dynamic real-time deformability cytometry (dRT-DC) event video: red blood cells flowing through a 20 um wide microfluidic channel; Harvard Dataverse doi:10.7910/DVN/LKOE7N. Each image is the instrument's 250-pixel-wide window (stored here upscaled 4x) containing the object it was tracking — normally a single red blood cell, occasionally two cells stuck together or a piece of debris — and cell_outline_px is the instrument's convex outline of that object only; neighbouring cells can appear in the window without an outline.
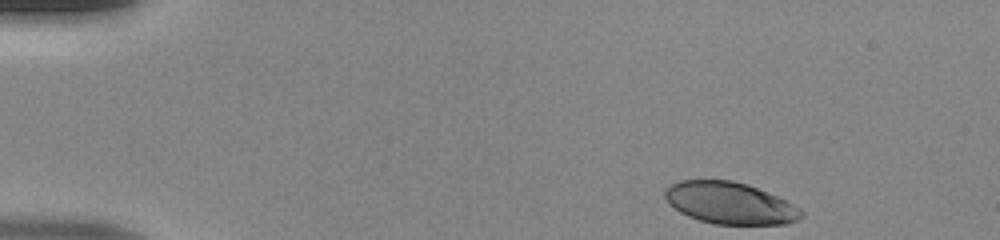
{"species": "human", "species_latin": "Homo sapiens", "temperature_condition": "room temperature", "stored_images_in_passage": 43, "camera_frame_rate_fps": 3000, "um_per_image_px": 0.085, "donor": {"sex": "male"}, "frame": {"image": 1, "passage_image": 1, "time_ms": 0.0, "image_size_px": [1000, 240], "cell_outline_px": [[804, 216], [796, 220], [784, 224], [712, 224], [688, 216], [680, 212], [668, 204], [664, 196], [664, 192], [672, 184], [680, 180], [732, 180], [748, 184], [776, 196], [800, 208], [804, 212]], "centroid_in_image_um": [62.02, 17.26], "position_along_channel_um": 23.0, "area_um2": 33.12}}
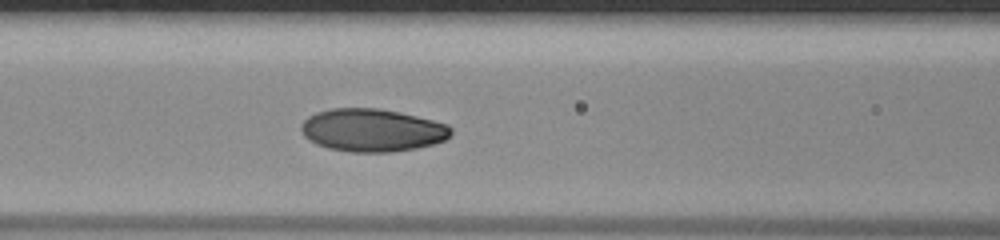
{"frame": {"image": 2, "passage_image": 16, "time_ms": 5.0, "image_size_px": [1000, 240], "cell_outline_px": [[452, 132], [444, 140], [432, 144], [416, 148], [392, 152], [352, 152], [328, 148], [316, 144], [308, 140], [304, 136], [300, 128], [300, 124], [308, 116], [316, 112], [332, 108], [376, 108], [400, 112], [448, 124], [452, 128]], "centroid_in_image_um": [31.6, 11.06], "position_along_channel_um": 135.0, "area_um2": 37.45}}
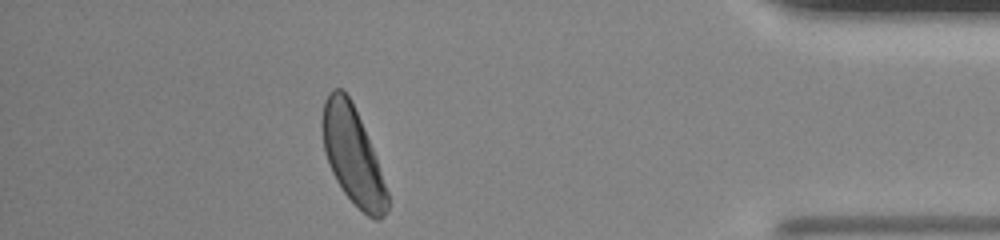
{"frame": {"image": 3, "passage_image": 38, "time_ms": 12.333, "image_size_px": [1000, 240], "cell_outline_px": [[388, 208], [384, 216], [380, 220], [376, 220], [368, 216], [344, 192], [336, 180], [328, 164], [324, 152], [320, 124], [324, 100], [328, 92], [332, 88], [340, 88], [348, 96], [360, 120], [376, 156], [388, 192]], "centroid_in_image_um": [29.95, 13.2], "position_along_channel_um": 405.3, "area_um2": 36.59}}